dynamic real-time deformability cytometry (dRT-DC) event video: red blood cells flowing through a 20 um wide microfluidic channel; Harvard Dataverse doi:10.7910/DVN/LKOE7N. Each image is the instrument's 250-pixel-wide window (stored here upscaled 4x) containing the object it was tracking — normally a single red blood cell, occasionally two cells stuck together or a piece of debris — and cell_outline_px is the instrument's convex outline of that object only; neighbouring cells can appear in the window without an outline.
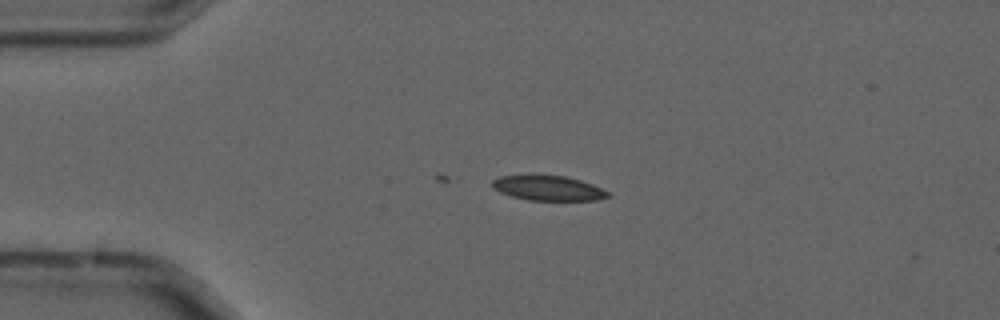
{"species": "common noctule bat (a hibernating species)", "species_latin": "Nyctalus noctula", "temperature_condition": "cold", "stored_images_in_passage": 12, "camera_frame_rate_fps": 3000, "um_per_image_px": 0.085, "animal": {"sex": "male", "forearm_length_mm": 52.5}, "frame": {"image": 1, "passage_image": 2, "time_ms": 0.333, "image_size_px": [1000, 320], "cell_outline_px": [[612, 196], [596, 200], [528, 200], [512, 196], [500, 192], [492, 188], [492, 180], [500, 176], [564, 176], [580, 180], [592, 184], [608, 192]], "centroid_in_image_um": [46.6, 16.0], "position_along_channel_um": 38.4, "area_um2": 16.47}}